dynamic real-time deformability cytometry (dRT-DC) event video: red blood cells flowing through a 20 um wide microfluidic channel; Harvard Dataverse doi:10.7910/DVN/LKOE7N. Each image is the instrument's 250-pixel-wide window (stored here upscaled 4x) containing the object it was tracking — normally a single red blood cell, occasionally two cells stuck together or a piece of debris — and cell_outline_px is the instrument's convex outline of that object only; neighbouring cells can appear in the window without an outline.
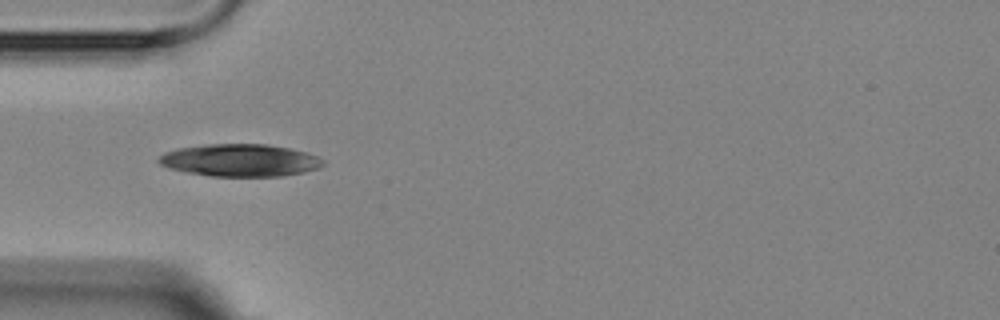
{"species": "Egyptian fruit bat (a non-hibernating species)", "species_latin": "Rousettus aegyptiacus", "temperature_condition": "room temperature", "stored_images_in_passage": 2, "camera_frame_rate_fps": 3000, "um_per_image_px": 0.085, "animal": {"sex": "female"}, "frame": {"image": 1, "passage_image": 1, "time_ms": 0.0, "image_size_px": [1000, 320], "cell_outline_px": [[324, 164], [320, 168], [304, 172], [280, 176], [212, 176], [188, 172], [168, 168], [160, 164], [156, 160], [164, 152], [176, 148], [204, 144], [268, 144], [288, 148], [304, 152], [316, 156], [324, 160]], "centroid_in_image_um": [20.38, 13.62], "position_along_channel_um": 64.6, "area_um2": 31.04}}
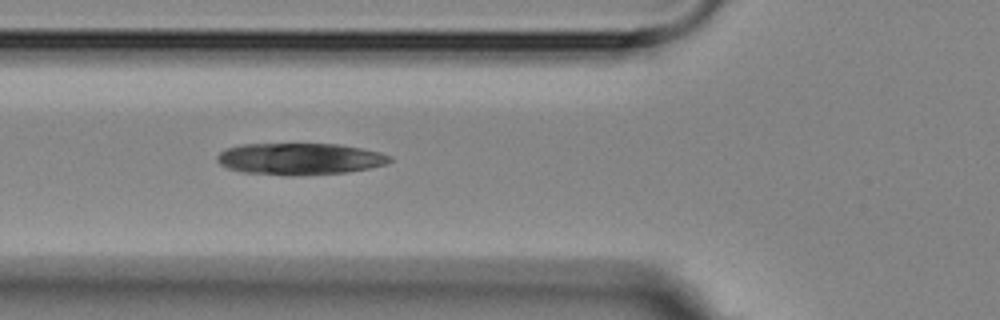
{"frame": {"image": 2, "passage_image": 2, "time_ms": 1.0, "image_size_px": [1000, 320], "cell_outline_px": [[392, 160], [388, 164], [368, 168], [344, 172], [244, 172], [228, 168], [220, 164], [216, 160], [216, 156], [220, 152], [228, 148], [240, 144], [340, 144], [380, 152], [392, 156]], "centroid_in_image_um": [25.51, 13.44], "position_along_channel_um": 100.3, "area_um2": 30.4}}